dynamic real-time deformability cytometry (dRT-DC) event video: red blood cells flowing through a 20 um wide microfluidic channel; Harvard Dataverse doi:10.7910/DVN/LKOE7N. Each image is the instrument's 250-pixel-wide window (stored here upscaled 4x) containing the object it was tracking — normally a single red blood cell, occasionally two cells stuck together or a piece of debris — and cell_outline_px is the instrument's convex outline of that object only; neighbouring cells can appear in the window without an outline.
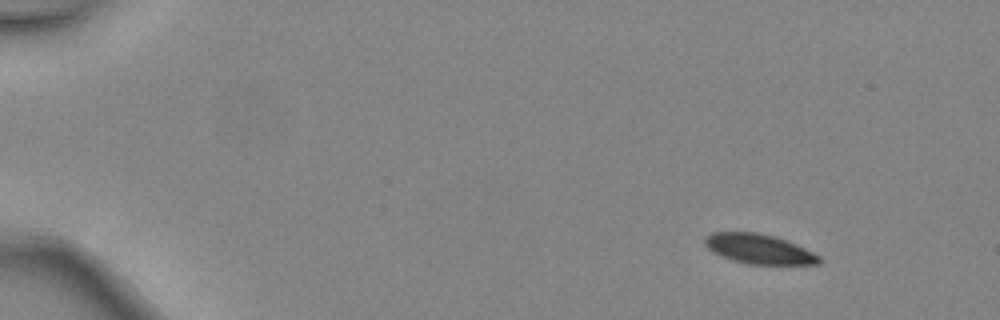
{"species": "common noctule bat (a hibernating species)", "species_latin": "Nyctalus noctula", "temperature_condition": "warm", "stored_images_in_passage": 4, "camera_frame_rate_fps": 3000, "um_per_image_px": 0.085, "animal": {"sex": "female", "body_mass_g": 24.6, "forearm_length_mm": 56.2}, "frame": {"image": 1, "passage_image": 1, "time_ms": 0.0, "image_size_px": [1000, 320], "cell_outline_px": [[824, 260], [820, 264], [748, 264], [732, 260], [720, 256], [712, 252], [704, 244], [704, 236], [712, 232], [756, 232], [776, 236], [796, 244], [820, 256]], "centroid_in_image_um": [64.5, 21.16], "position_along_channel_um": 20.5, "area_um2": 20.0}}